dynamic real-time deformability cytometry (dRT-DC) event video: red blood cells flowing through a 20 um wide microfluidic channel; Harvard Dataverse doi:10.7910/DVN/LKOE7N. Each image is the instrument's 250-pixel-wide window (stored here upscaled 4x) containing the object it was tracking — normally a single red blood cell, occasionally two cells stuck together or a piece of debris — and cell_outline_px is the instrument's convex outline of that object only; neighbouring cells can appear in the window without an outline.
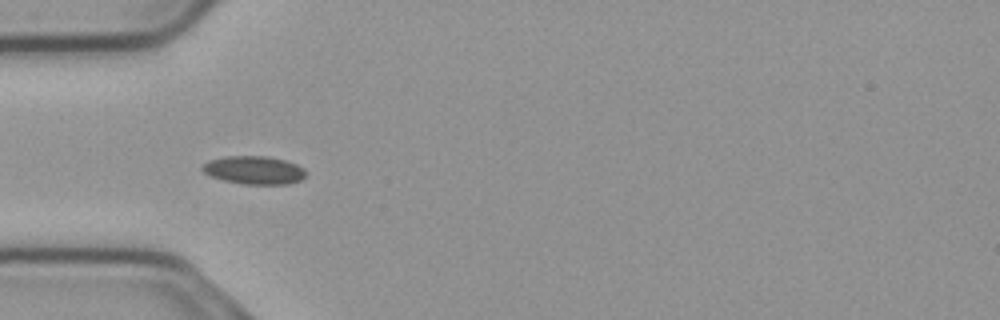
{"species": "common noctule bat (a hibernating species)", "species_latin": "Nyctalus noctula", "temperature_condition": "cold", "stored_images_in_passage": 53, "camera_frame_rate_fps": 3000, "um_per_image_px": 0.085, "animal": {"sex": "male", "body_mass_g": 23.1, "forearm_length_mm": 52.7}, "frame": {"image": 1, "passage_image": 15, "time_ms": 4.667, "image_size_px": [1000, 320], "cell_outline_px": [[304, 176], [300, 180], [288, 184], [244, 184], [224, 180], [208, 176], [200, 168], [208, 160], [224, 156], [268, 156], [284, 160], [296, 164], [304, 168]], "centroid_in_image_um": [21.55, 14.45], "position_along_channel_um": 63.4, "area_um2": 16.99}}
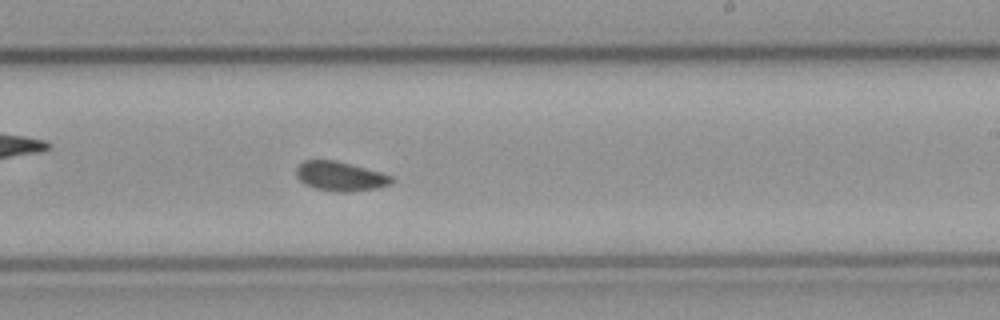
{"frame": {"image": 2, "passage_image": 31, "time_ms": 10.0, "image_size_px": [1000, 320], "cell_outline_px": [[396, 180], [392, 184], [380, 188], [344, 192], [332, 192], [312, 188], [304, 184], [296, 176], [296, 168], [304, 160], [336, 160], [380, 172], [392, 176]], "centroid_in_image_um": [28.93, 15.0], "position_along_channel_um": 260.1, "area_um2": 16.59}}
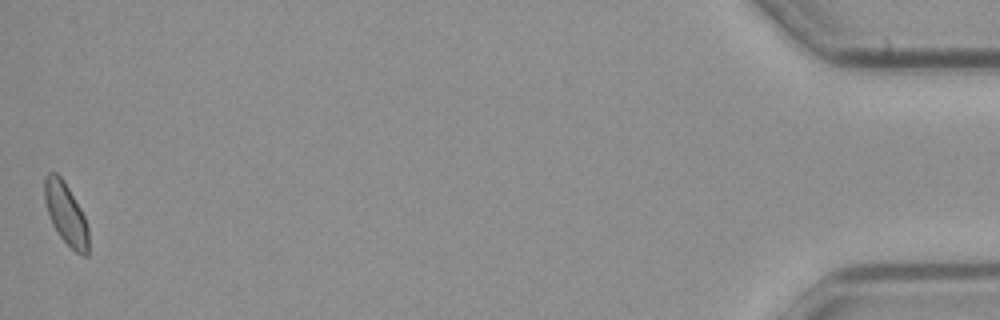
{"frame": {"image": 3, "passage_image": 53, "time_ms": 17.333, "image_size_px": [1000, 320], "cell_outline_px": [[88, 256], [80, 256], [60, 236], [52, 224], [44, 200], [44, 176], [48, 172], [56, 172], [64, 180], [80, 208], [84, 216], [88, 228]], "centroid_in_image_um": [5.59, 18.15], "position_along_channel_um": 429.6, "area_um2": 15.78}, "authors_computed_cell_mechanics": {"area_um2": 16.0106, "velocity_mm_per_s": 3.6913, "shape_relaxation_time_tau1_ms": null, "shape_relaxation_time_tau2_ms": 2.8443, "deformation_change_tau1": null, "deformation_change_tau2": 0.0605}}